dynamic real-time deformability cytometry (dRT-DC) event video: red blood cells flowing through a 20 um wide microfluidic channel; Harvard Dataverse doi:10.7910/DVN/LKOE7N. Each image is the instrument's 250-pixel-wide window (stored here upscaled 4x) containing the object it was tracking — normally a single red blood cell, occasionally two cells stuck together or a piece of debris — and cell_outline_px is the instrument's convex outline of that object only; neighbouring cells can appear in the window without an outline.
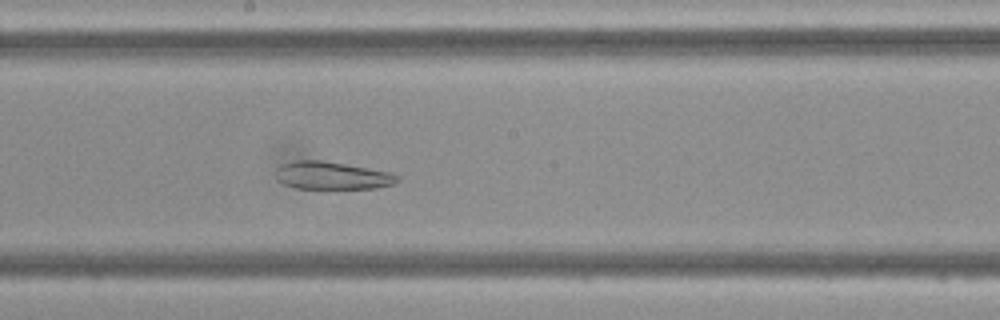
{"species": "Egyptian fruit bat (a non-hibernating species)", "species_latin": "Rousettus aegyptiacus", "temperature_condition": "cold", "stored_images_in_passage": 46, "camera_frame_rate_fps": 3000, "um_per_image_px": 0.085, "frame": {"image": 1, "passage_image": 24, "time_ms": 7.667, "image_size_px": [1000, 320], "cell_outline_px": [[400, 180], [392, 184], [376, 188], [296, 188], [284, 184], [276, 176], [276, 168], [284, 164], [296, 160], [320, 160], [392, 172], [400, 176]], "centroid_in_image_um": [28.26, 14.92], "position_along_channel_um": 219.9, "area_um2": 19.42}}
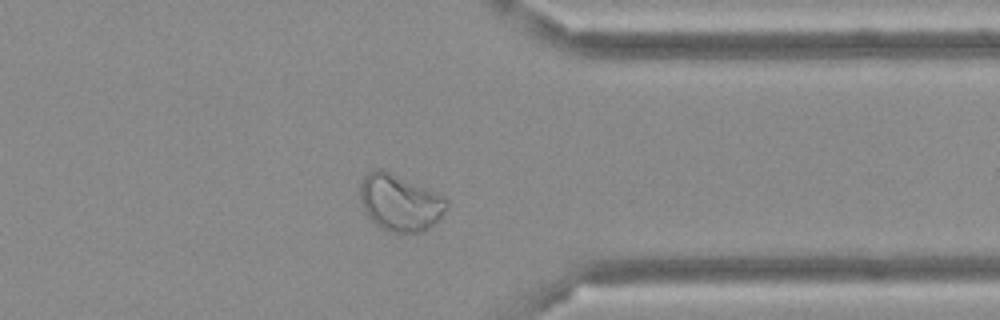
{"frame": {"image": 2, "passage_image": 36, "time_ms": 11.667, "image_size_px": [1000, 320], "cell_outline_px": [[448, 204], [440, 220], [424, 232], [392, 232], [376, 224], [368, 216], [360, 200], [360, 184], [364, 176], [368, 172], [376, 168], [380, 168], [448, 196]], "centroid_in_image_um": [34.04, 17.21], "position_along_channel_um": 377.4, "area_um2": 28.78}}
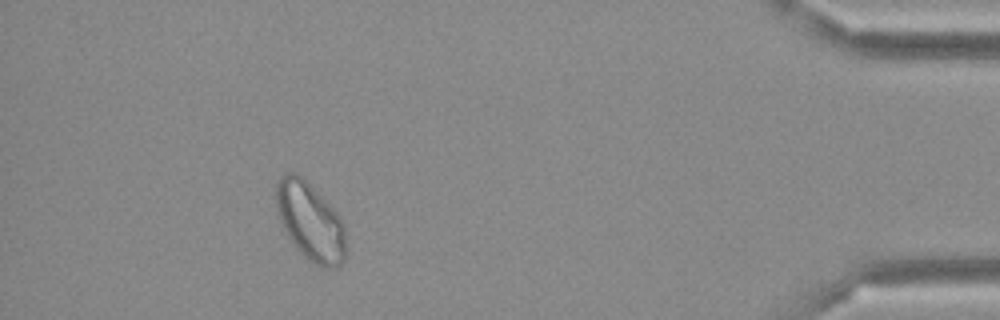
{"frame": {"image": 3, "passage_image": 42, "time_ms": 13.667, "image_size_px": [1000, 320], "cell_outline_px": [[344, 260], [340, 264], [332, 268], [320, 268], [312, 264], [296, 248], [288, 236], [280, 220], [276, 208], [276, 180], [280, 176], [288, 172], [296, 172], [340, 216], [344, 224]], "centroid_in_image_um": [26.34, 18.85], "position_along_channel_um": 408.9, "area_um2": 31.33}}